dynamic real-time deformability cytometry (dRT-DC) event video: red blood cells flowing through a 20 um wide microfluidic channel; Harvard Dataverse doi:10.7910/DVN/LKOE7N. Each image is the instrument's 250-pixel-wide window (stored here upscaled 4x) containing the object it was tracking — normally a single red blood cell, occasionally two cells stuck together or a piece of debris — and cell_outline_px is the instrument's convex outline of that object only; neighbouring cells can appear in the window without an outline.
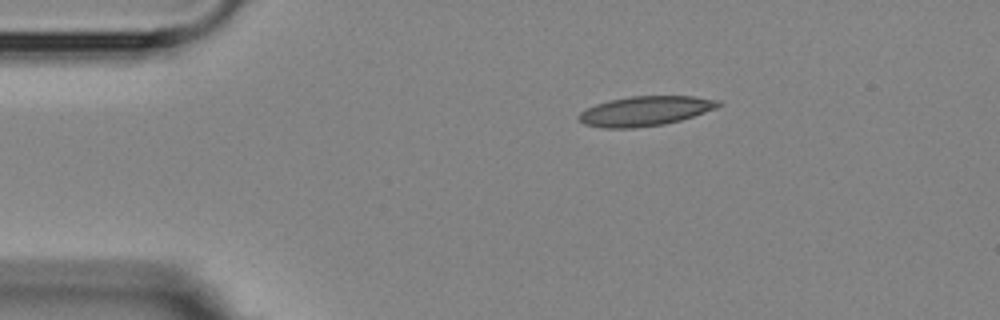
{"species": "Egyptian fruit bat (a non-hibernating species)", "species_latin": "Rousettus aegyptiacus", "temperature_condition": "room temperature", "stored_images_in_passage": 6, "camera_frame_rate_fps": 3000, "um_per_image_px": 0.085, "animal": {"sex": "female"}, "frame": {"image": 1, "passage_image": 1, "time_ms": 0.0, "image_size_px": [1000, 320], "cell_outline_px": [[724, 104], [716, 108], [680, 120], [664, 124], [632, 128], [604, 128], [584, 124], [576, 116], [580, 112], [596, 104], [608, 100], [632, 96], [692, 96], [720, 100]], "centroid_in_image_um": [54.84, 9.43], "position_along_channel_um": 30.2, "area_um2": 24.04}}
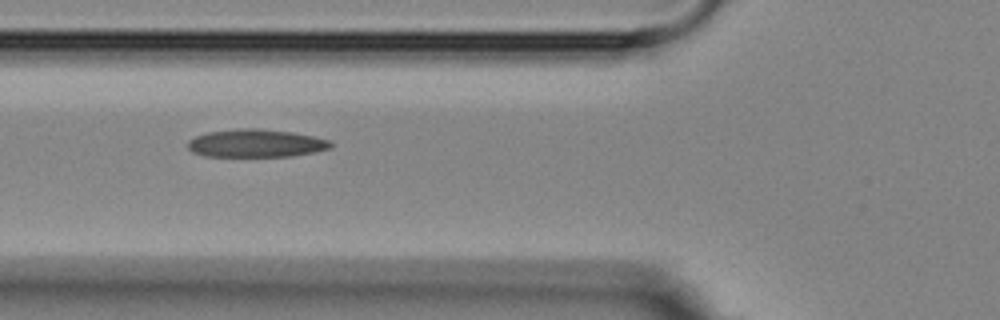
{"frame": {"image": 2, "passage_image": 4, "time_ms": 3.333, "image_size_px": [1000, 320], "cell_outline_px": [[332, 148], [292, 156], [204, 156], [192, 152], [188, 148], [188, 140], [196, 136], [208, 132], [236, 128], [260, 128], [292, 132], [332, 140]], "centroid_in_image_um": [21.75, 12.17], "position_along_channel_um": 104.0, "area_um2": 23.35}}
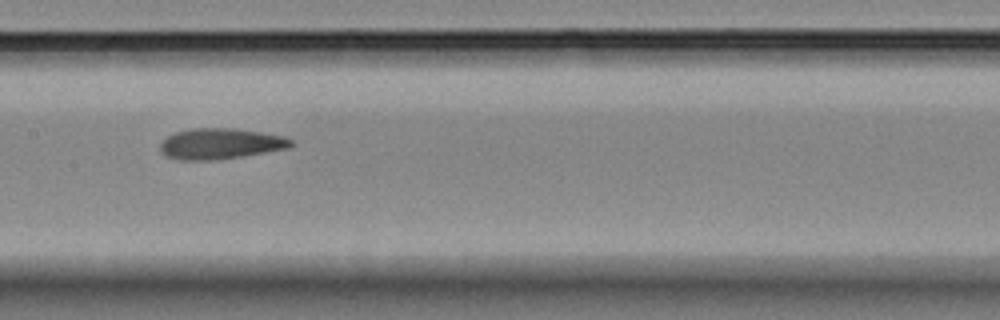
{"frame": {"image": 3, "passage_image": 6, "time_ms": 5.667, "image_size_px": [1000, 320], "cell_outline_px": [[296, 144], [288, 148], [240, 156], [212, 160], [180, 160], [164, 156], [160, 152], [160, 144], [168, 136], [176, 132], [192, 128], [232, 128], [260, 132], [284, 136], [292, 140]], "centroid_in_image_um": [18.72, 12.21], "position_along_channel_um": 188.7, "area_um2": 23.35}}